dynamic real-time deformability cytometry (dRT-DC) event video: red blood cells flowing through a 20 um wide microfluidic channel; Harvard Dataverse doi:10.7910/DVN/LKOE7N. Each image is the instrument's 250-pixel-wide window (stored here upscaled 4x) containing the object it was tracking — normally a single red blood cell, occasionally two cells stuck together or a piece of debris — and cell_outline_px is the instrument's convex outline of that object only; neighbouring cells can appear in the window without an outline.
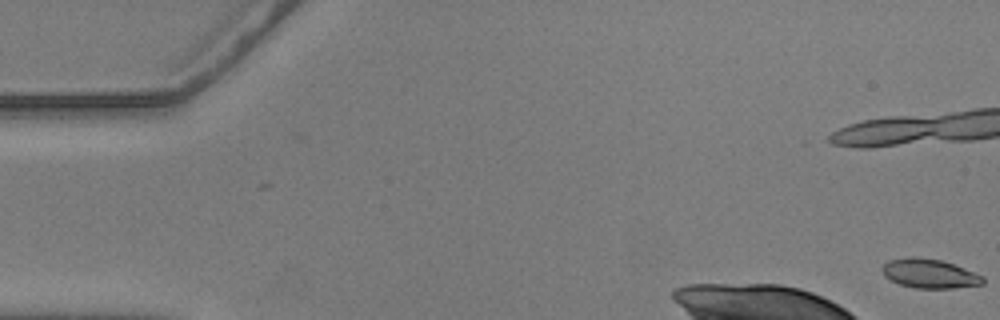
{"species": "common noctule bat (a hibernating species)", "species_latin": "Nyctalus noctula", "temperature_condition": "warm", "stored_images_in_passage": 58, "camera_frame_rate_fps": 3000, "um_per_image_px": 0.085, "animal": {"sex": "male", "body_mass_g": 20.5, "forearm_length_mm": 52.5}, "frame": {"image": 1, "passage_image": 1, "time_ms": 0.0, "image_size_px": [1000, 320], "cell_outline_px": [[984, 284], [952, 288], [916, 288], [900, 284], [884, 276], [880, 268], [888, 260], [912, 256], [940, 260], [964, 268], [984, 276]], "centroid_in_image_um": [78.99, 23.25], "position_along_channel_um": 6.0, "area_um2": 17.05}, "authors_computed_cell_mechanics": {"area_um2": 17.8602, "velocity_mm_per_s": 3.6091, "shape_relaxation_time_tau1_ms": null, "shape_relaxation_time_tau2_ms": 3.1618, "deformation_change_tau1": null, "deformation_change_tau2": 0.1017}}